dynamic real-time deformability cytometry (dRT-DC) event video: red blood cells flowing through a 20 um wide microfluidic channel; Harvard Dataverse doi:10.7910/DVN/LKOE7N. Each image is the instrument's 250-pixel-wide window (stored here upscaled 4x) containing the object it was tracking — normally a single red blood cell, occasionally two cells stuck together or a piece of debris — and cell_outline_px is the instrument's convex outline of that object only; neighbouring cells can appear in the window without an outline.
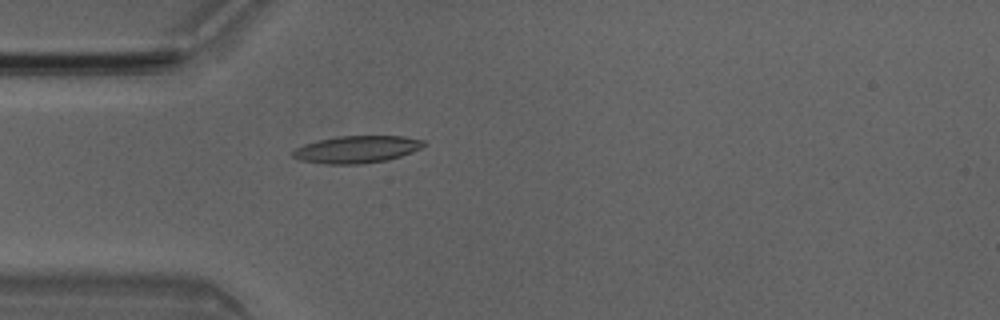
{"species": "Egyptian fruit bat (a non-hibernating species)", "species_latin": "Rousettus aegyptiacus", "temperature_condition": "room temperature", "stored_images_in_passage": 4, "camera_frame_rate_fps": 3000, "um_per_image_px": 0.085, "animal": {"sex": "male"}, "frame": {"image": 1, "passage_image": 4, "time_ms": 1.0, "image_size_px": [1000, 320], "cell_outline_px": [[428, 144], [412, 152], [388, 160], [360, 164], [328, 164], [300, 160], [292, 156], [292, 152], [296, 148], [304, 144], [320, 140], [340, 136], [404, 136], [424, 140]], "centroid_in_image_um": [30.36, 12.69], "position_along_channel_um": 54.6, "area_um2": 20.69}}